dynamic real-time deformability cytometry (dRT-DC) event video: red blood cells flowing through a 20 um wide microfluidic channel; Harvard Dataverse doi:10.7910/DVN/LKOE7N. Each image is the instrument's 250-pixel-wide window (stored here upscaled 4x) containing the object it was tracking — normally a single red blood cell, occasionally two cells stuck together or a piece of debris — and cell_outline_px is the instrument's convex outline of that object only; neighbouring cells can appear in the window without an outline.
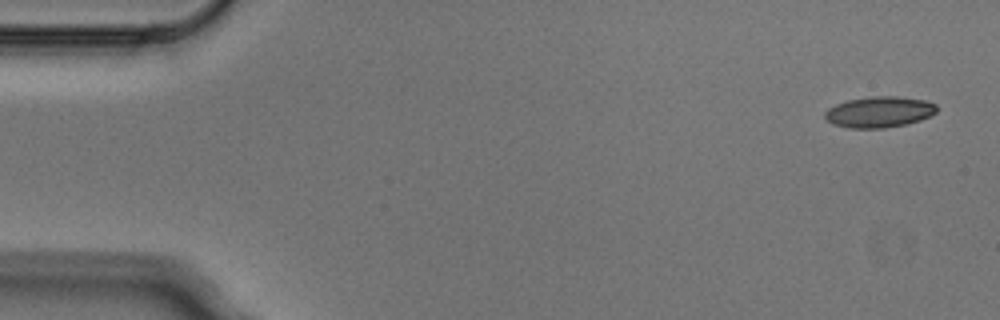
{"species": "Egyptian fruit bat (a non-hibernating species)", "species_latin": "Rousettus aegyptiacus", "temperature_condition": "cold", "stored_images_in_passage": 4, "camera_frame_rate_fps": 3000, "um_per_image_px": 0.085, "animal": {"sex": "male"}, "frame": {"image": 1, "passage_image": 1, "time_ms": 0.0, "image_size_px": [1000, 320], "cell_outline_px": [[936, 112], [920, 120], [908, 124], [884, 128], [848, 128], [832, 124], [824, 116], [824, 112], [828, 108], [836, 104], [848, 100], [872, 96], [896, 96], [924, 100], [936, 104]], "centroid_in_image_um": [74.71, 9.52], "position_along_channel_um": 10.3, "area_um2": 20.17}}
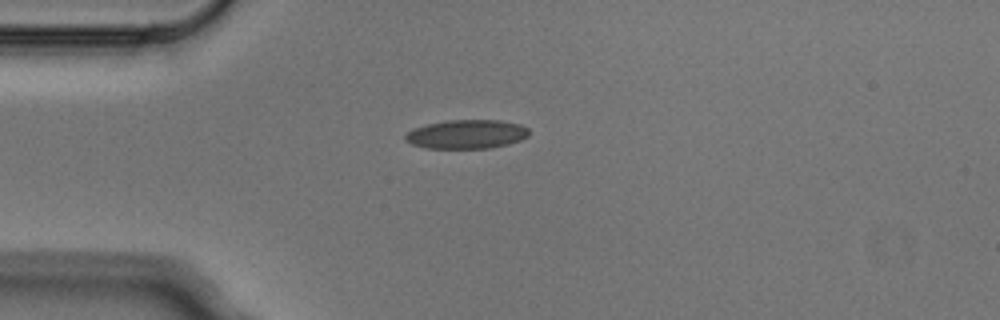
{"frame": {"image": 2, "passage_image": 4, "time_ms": 1.0, "image_size_px": [1000, 320], "cell_outline_px": [[528, 136], [520, 140], [508, 144], [492, 148], [424, 148], [412, 144], [404, 140], [404, 136], [412, 128], [428, 124], [448, 120], [500, 120], [520, 124], [528, 128]], "centroid_in_image_um": [39.65, 11.41], "position_along_channel_um": 45.4, "area_um2": 20.92}}